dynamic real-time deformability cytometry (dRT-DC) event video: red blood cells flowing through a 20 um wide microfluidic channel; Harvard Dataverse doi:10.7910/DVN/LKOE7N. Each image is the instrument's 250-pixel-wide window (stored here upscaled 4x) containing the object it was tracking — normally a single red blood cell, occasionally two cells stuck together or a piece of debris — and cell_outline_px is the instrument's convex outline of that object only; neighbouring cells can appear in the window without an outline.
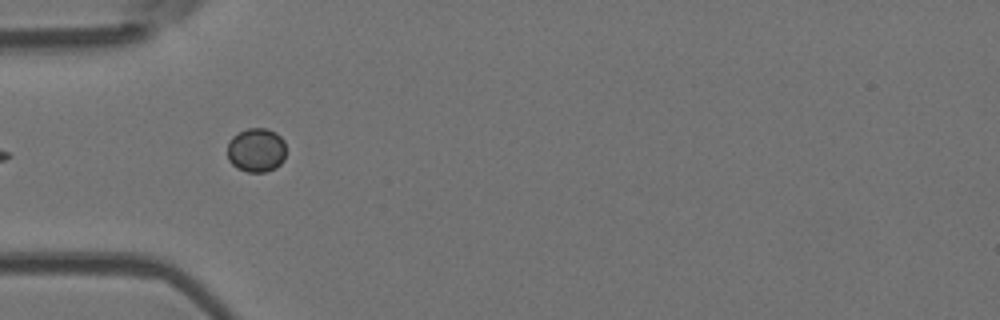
{"species": "Egyptian fruit bat (a non-hibernating species)", "species_latin": "Rousettus aegyptiacus", "temperature_condition": "room temperature", "stored_images_in_passage": 7, "camera_frame_rate_fps": 3000, "um_per_image_px": 0.085, "animal": {"sex": "female"}, "frame": {"image": 1, "passage_image": 6, "time_ms": 5.667, "image_size_px": [1000, 320], "cell_outline_px": [[284, 160], [276, 168], [264, 172], [248, 172], [236, 168], [228, 160], [228, 140], [232, 136], [248, 128], [268, 128], [276, 132], [284, 140]], "centroid_in_image_um": [21.78, 12.75], "position_along_channel_um": 63.2, "area_um2": 15.2}}
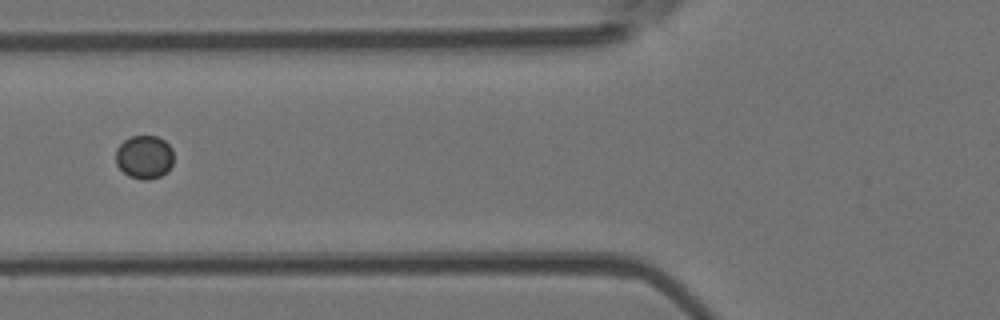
{"frame": {"image": 2, "passage_image": 7, "time_ms": 7.0, "image_size_px": [1000, 320], "cell_outline_px": [[172, 164], [168, 172], [160, 176], [148, 180], [144, 180], [128, 176], [116, 164], [116, 148], [124, 140], [132, 136], [156, 136], [164, 140], [172, 148]], "centroid_in_image_um": [12.26, 13.35], "position_along_channel_um": 113.5, "area_um2": 14.68}}